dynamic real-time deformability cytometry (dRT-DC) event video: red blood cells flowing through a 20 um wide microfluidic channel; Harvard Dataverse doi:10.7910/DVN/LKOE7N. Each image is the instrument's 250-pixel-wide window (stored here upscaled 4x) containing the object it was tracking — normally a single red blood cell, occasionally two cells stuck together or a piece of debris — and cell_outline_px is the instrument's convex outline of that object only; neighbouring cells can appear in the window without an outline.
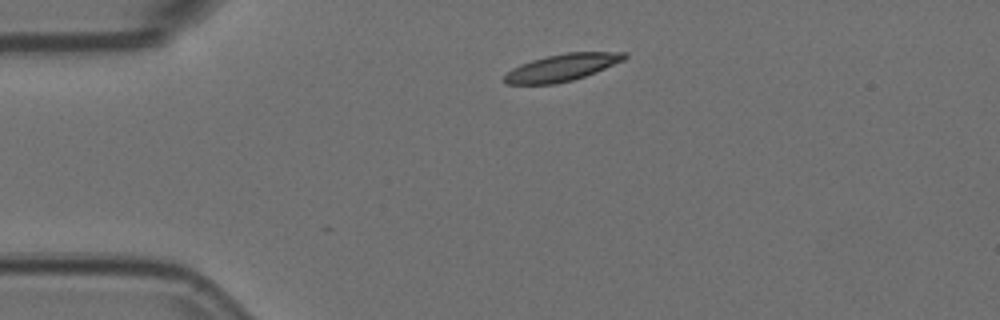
{"species": "Egyptian fruit bat (a non-hibernating species)", "species_latin": "Rousettus aegyptiacus", "temperature_condition": "room temperature", "stored_images_in_passage": 29, "camera_frame_rate_fps": 3000, "um_per_image_px": 0.085, "animal": {"sex": "female"}, "frame": {"image": 1, "passage_image": 1, "time_ms": 0.0, "image_size_px": [1000, 320], "cell_outline_px": [[628, 56], [624, 60], [596, 72], [572, 80], [556, 84], [508, 84], [500, 80], [512, 68], [520, 64], [532, 60], [548, 56], [568, 52], [628, 52]], "centroid_in_image_um": [47.76, 5.74], "position_along_channel_um": 37.2, "area_um2": 18.9}}
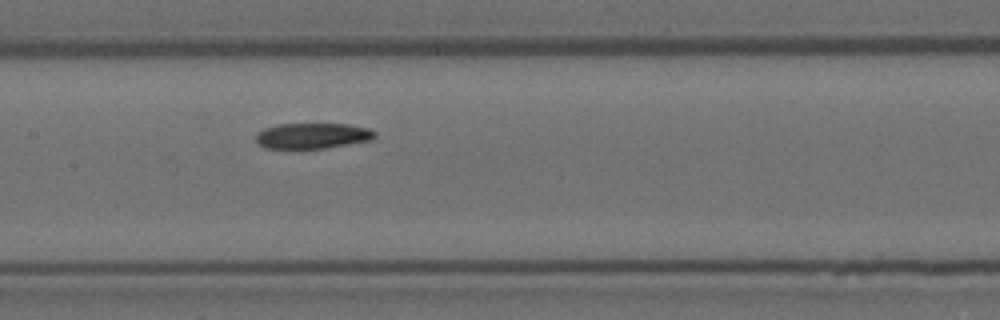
{"frame": {"image": 2, "passage_image": 16, "time_ms": 5.0, "image_size_px": [1000, 320], "cell_outline_px": [[376, 136], [372, 140], [324, 148], [264, 148], [256, 140], [256, 136], [264, 128], [276, 124], [348, 124], [368, 128], [376, 132]], "centroid_in_image_um": [26.58, 11.53], "position_along_channel_um": 180.8, "area_um2": 17.63}}
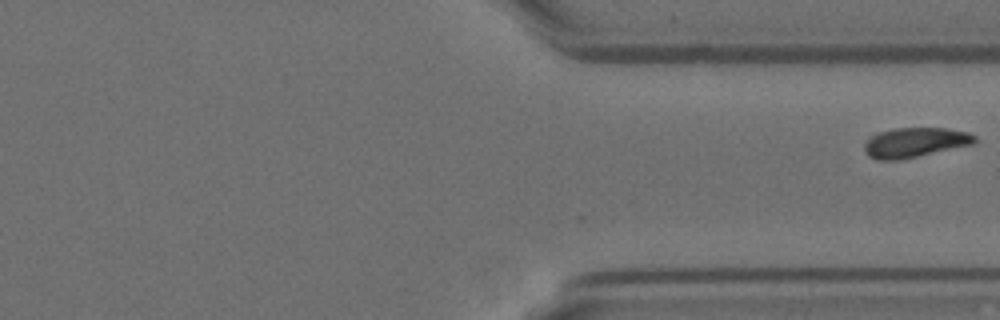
{"frame": {"image": 3, "passage_image": 29, "time_ms": 9.333, "image_size_px": [1000, 320], "cell_outline_px": [[976, 140], [972, 144], [900, 160], [876, 160], [868, 156], [864, 148], [864, 144], [872, 136], [880, 132], [892, 128], [948, 128], [968, 132], [976, 136]], "centroid_in_image_um": [77.76, 12.11], "position_along_channel_um": 333.6, "area_um2": 19.02}}